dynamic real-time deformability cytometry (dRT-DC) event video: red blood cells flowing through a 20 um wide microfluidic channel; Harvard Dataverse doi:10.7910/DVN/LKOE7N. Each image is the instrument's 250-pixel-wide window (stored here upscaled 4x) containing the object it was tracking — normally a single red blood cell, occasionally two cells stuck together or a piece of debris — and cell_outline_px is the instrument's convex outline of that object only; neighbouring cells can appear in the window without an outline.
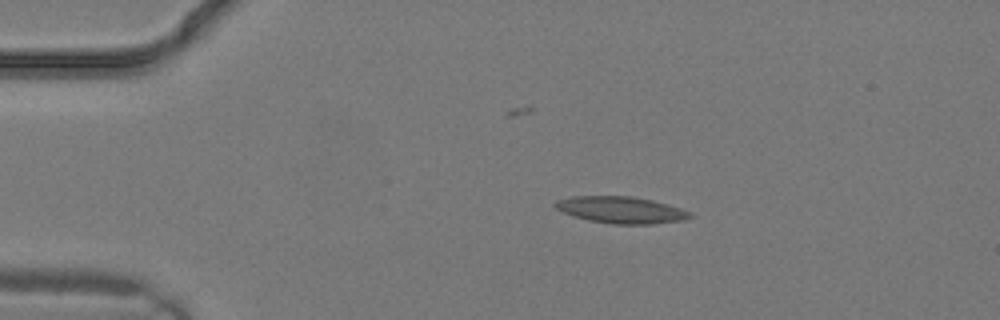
{"species": "common noctule bat (a hibernating species)", "species_latin": "Nyctalus noctula", "temperature_condition": "warm", "stored_images_in_passage": 17, "camera_frame_rate_fps": 3000, "um_per_image_px": 0.085, "animal": {"sex": "male", "body_mass_g": 19.2, "forearm_length_mm": 51.8}, "frame": {"image": 1, "passage_image": 6, "time_ms": 1.667, "image_size_px": [1000, 320], "cell_outline_px": [[692, 216], [684, 220], [652, 224], [612, 224], [588, 220], [564, 212], [556, 208], [552, 204], [556, 200], [572, 196], [632, 196], [652, 200], [680, 208], [692, 212]], "centroid_in_image_um": [52.79, 17.84], "position_along_channel_um": 32.2, "area_um2": 20.92}}
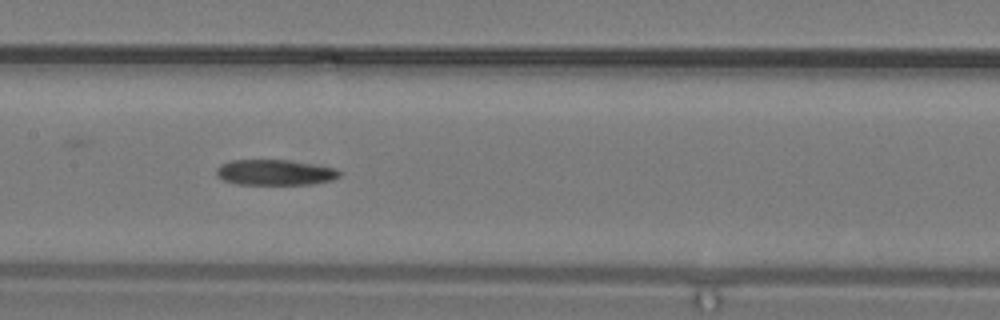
{"frame": {"image": 2, "passage_image": 14, "time_ms": 4.333, "image_size_px": [1000, 320], "cell_outline_px": [[344, 176], [332, 180], [308, 184], [236, 184], [224, 180], [216, 176], [216, 168], [220, 164], [232, 160], [288, 160], [336, 168], [344, 172]], "centroid_in_image_um": [23.41, 14.65], "position_along_channel_um": 184.0, "area_um2": 18.5}}
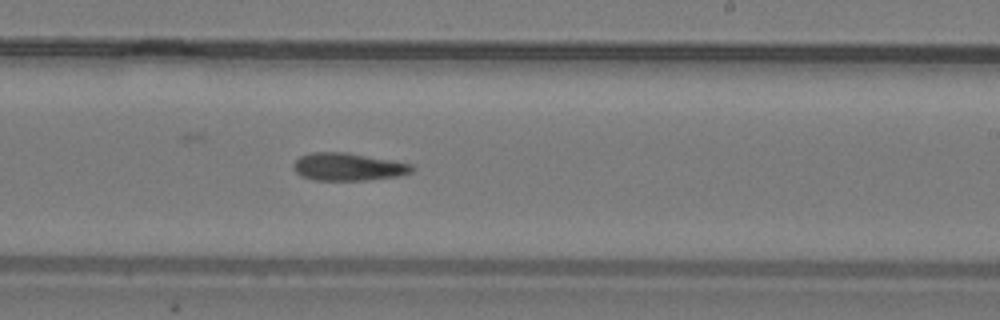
{"frame": {"image": 3, "passage_image": 17, "time_ms": 5.333, "image_size_px": [1000, 320], "cell_outline_px": [[416, 168], [412, 172], [400, 176], [368, 180], [316, 180], [300, 176], [296, 172], [292, 164], [300, 156], [312, 152], [348, 152], [392, 160], [412, 164]], "centroid_in_image_um": [29.62, 14.18], "position_along_channel_um": 259.4, "area_um2": 19.31}}